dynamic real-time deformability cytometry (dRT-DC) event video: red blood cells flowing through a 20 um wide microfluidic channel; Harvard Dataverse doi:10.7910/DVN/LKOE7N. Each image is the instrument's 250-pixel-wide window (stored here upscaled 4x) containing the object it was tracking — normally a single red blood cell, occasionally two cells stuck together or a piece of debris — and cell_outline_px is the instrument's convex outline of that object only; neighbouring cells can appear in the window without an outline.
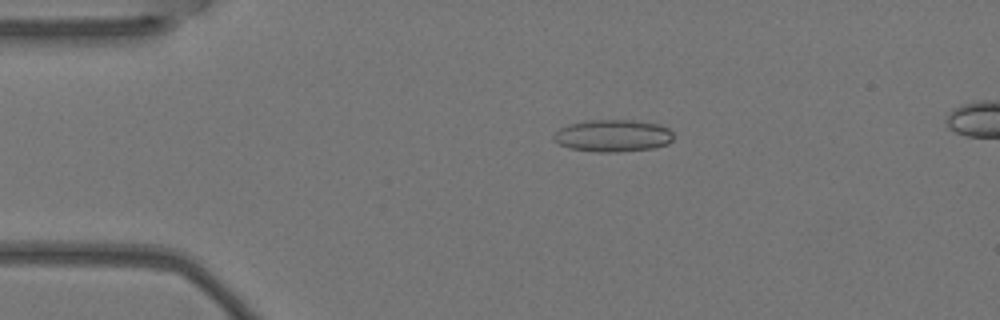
{"species": "Egyptian fruit bat (a non-hibernating species)", "species_latin": "Rousettus aegyptiacus", "temperature_condition": "warm", "stored_images_in_passage": 3, "camera_frame_rate_fps": 3000, "um_per_image_px": 0.085, "animal": {"sex": "female"}, "frame": {"image": 1, "passage_image": 1, "time_ms": 0.0, "image_size_px": [1000, 320], "cell_outline_px": [[672, 140], [668, 144], [652, 148], [616, 152], [596, 152], [568, 148], [560, 144], [552, 136], [560, 128], [568, 124], [584, 120], [636, 120], [660, 124], [668, 128], [672, 132]], "centroid_in_image_um": [52.1, 11.52], "position_along_channel_um": 32.9, "area_um2": 22.54}}